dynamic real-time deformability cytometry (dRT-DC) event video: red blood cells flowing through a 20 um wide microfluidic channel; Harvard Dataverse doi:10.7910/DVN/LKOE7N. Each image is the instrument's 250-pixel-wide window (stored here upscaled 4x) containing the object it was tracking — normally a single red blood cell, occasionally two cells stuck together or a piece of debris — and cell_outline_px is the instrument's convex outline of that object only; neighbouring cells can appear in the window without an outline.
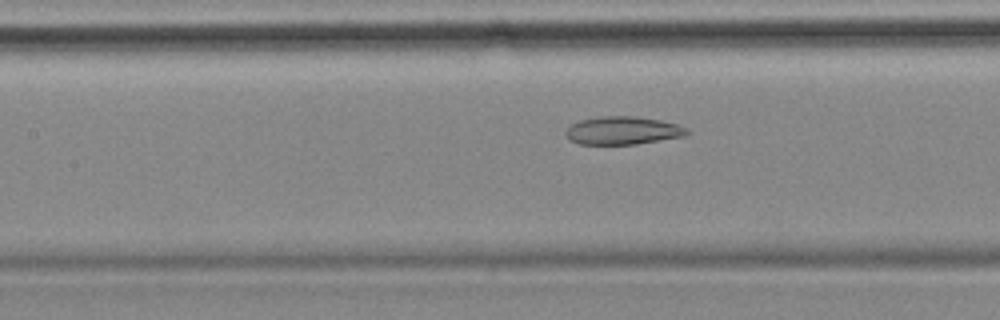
{"species": "common noctule bat (a hibernating species)", "species_latin": "Nyctalus noctula", "temperature_condition": "cold", "stored_images_in_passage": 58, "camera_frame_rate_fps": 3000, "um_per_image_px": 0.085, "animal": {"sex": "female", "body_mass_g": 18.4}, "frame": {"image": 1, "passage_image": 25, "time_ms": 8.0, "image_size_px": [1000, 320], "cell_outline_px": [[692, 132], [684, 136], [636, 144], [580, 144], [568, 140], [564, 132], [572, 124], [580, 120], [600, 116], [636, 116], [660, 120], [676, 124], [688, 128]], "centroid_in_image_um": [52.94, 11.09], "position_along_channel_um": 154.5, "area_um2": 19.88}}
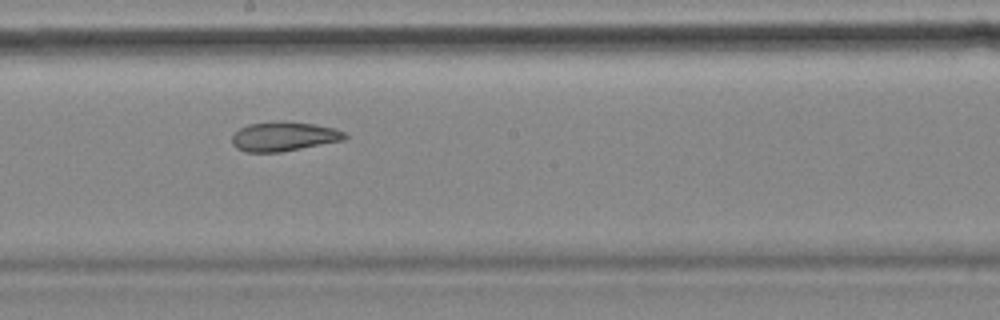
{"frame": {"image": 2, "passage_image": 31, "time_ms": 10.0, "image_size_px": [1000, 320], "cell_outline_px": [[348, 136], [344, 140], [280, 152], [244, 152], [236, 148], [232, 144], [232, 136], [240, 128], [248, 124], [280, 120], [316, 124], [336, 128], [344, 132]], "centroid_in_image_um": [24.12, 11.59], "position_along_channel_um": 224.1, "area_um2": 19.48}}
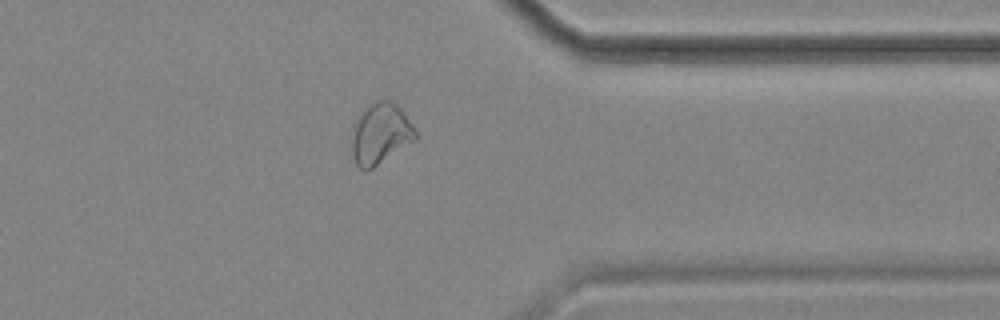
{"frame": {"image": 3, "passage_image": 45, "time_ms": 14.667, "image_size_px": [1000, 320], "cell_outline_px": [[416, 140], [372, 168], [364, 172], [356, 164], [352, 156], [352, 124], [356, 116], [372, 100], [392, 100], [400, 108], [412, 124], [416, 132]], "centroid_in_image_um": [32.3, 11.34], "position_along_channel_um": 379.1, "area_um2": 22.95}}